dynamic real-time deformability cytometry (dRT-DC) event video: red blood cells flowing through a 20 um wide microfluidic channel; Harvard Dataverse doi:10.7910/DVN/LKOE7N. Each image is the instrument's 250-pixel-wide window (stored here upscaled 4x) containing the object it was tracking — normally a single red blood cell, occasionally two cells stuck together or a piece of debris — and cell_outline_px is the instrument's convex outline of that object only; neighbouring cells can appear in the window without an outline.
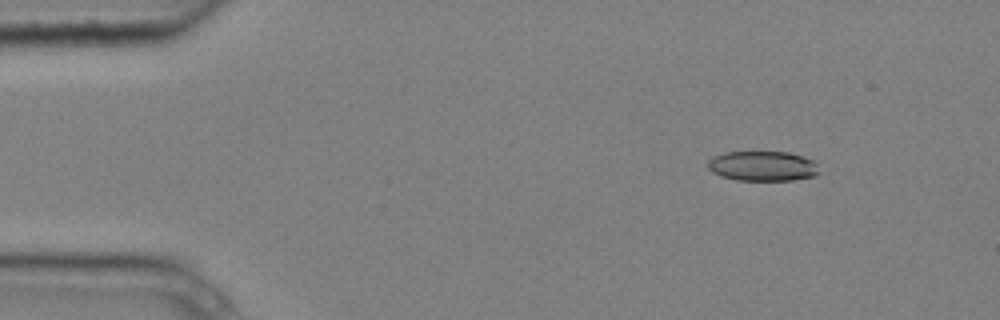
{"species": "common noctule bat (a hibernating species)", "species_latin": "Nyctalus noctula", "temperature_condition": "cold", "stored_images_in_passage": 6, "camera_frame_rate_fps": 3000, "um_per_image_px": 0.085, "animal": {"sex": "male", "body_mass_g": 20.4}, "frame": {"image": 1, "passage_image": 2, "time_ms": 0.333, "image_size_px": [1000, 320], "cell_outline_px": [[820, 172], [812, 176], [792, 180], [736, 180], [720, 176], [712, 172], [708, 168], [708, 160], [712, 156], [724, 152], [788, 152], [812, 160], [816, 164]], "centroid_in_image_um": [64.77, 14.11], "position_along_channel_um": 20.2, "area_um2": 19.36}}
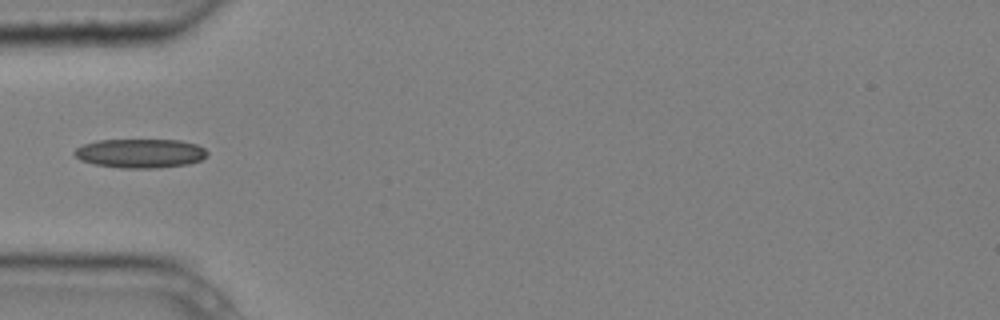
{"frame": {"image": 2, "passage_image": 5, "time_ms": 1.333, "image_size_px": [1000, 320], "cell_outline_px": [[208, 156], [200, 160], [188, 164], [160, 168], [120, 168], [92, 164], [80, 160], [72, 152], [76, 148], [84, 144], [96, 140], [180, 140], [196, 144], [204, 148], [208, 152]], "centroid_in_image_um": [11.92, 13.04], "position_along_channel_um": 73.1, "area_um2": 22.72}}
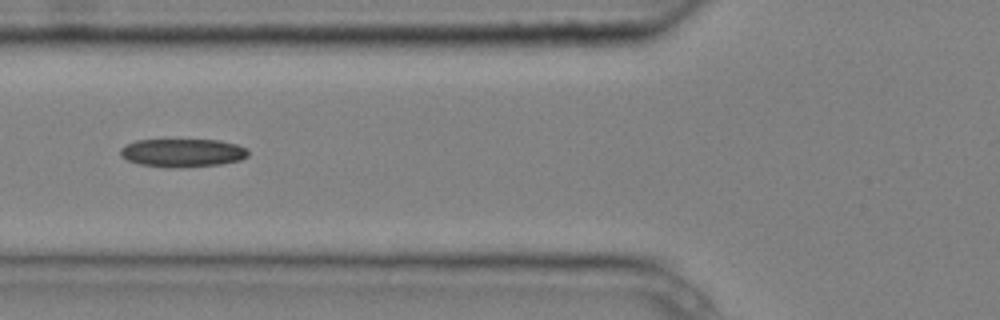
{"frame": {"image": 3, "passage_image": 6, "time_ms": 1.667, "image_size_px": [1000, 320], "cell_outline_px": [[248, 156], [240, 160], [220, 164], [176, 168], [164, 168], [140, 164], [128, 160], [120, 156], [120, 148], [136, 140], [220, 140], [236, 144], [248, 148]], "centroid_in_image_um": [15.52, 12.99], "position_along_channel_um": 110.3, "area_um2": 21.15}}